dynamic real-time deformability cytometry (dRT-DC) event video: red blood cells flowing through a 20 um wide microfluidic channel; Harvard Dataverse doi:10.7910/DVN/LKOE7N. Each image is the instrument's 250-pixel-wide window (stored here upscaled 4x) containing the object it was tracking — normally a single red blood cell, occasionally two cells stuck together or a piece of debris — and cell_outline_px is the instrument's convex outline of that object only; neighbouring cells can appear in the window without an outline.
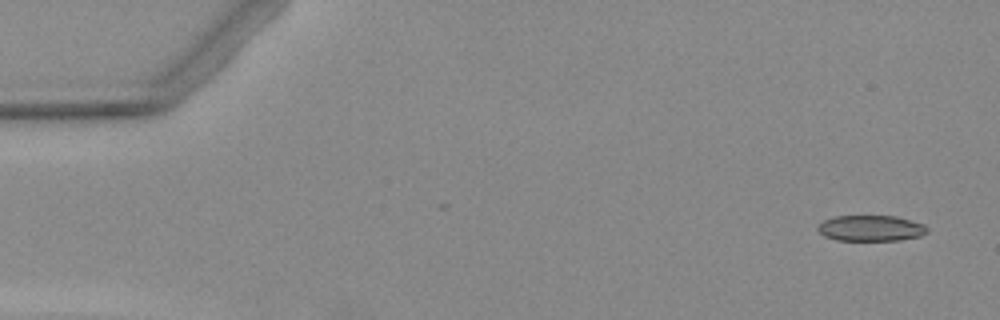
{"species": "Egyptian fruit bat (a non-hibernating species)", "species_latin": "Rousettus aegyptiacus", "temperature_condition": "warm", "stored_images_in_passage": 3, "camera_frame_rate_fps": 3000, "um_per_image_px": 0.085, "animal": {"sex": "female"}, "frame": {"image": 1, "passage_image": 1, "time_ms": 0.0, "image_size_px": [1000, 320], "cell_outline_px": [[928, 232], [920, 236], [900, 240], [836, 240], [824, 236], [816, 228], [824, 220], [836, 216], [896, 216], [924, 224], [928, 228]], "centroid_in_image_um": [74.04, 19.4], "position_along_channel_um": 11.0, "area_um2": 16.42}}